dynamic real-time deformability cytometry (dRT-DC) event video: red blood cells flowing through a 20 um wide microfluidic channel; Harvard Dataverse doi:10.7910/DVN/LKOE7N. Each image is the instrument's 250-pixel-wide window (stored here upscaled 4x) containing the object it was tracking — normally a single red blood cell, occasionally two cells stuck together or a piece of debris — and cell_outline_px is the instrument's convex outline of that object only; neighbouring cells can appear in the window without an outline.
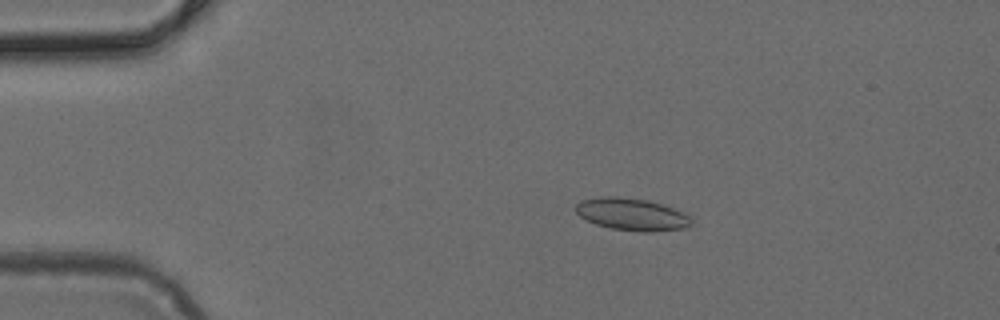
{"species": "common noctule bat (a hibernating species)", "species_latin": "Nyctalus noctula", "temperature_condition": "cold", "stored_images_in_passage": 4, "camera_frame_rate_fps": 3000, "um_per_image_px": 0.085, "animal": {"sex": "female", "body_mass_g": 24.6, "forearm_length_mm": 56.2}, "frame": {"image": 1, "passage_image": 3, "time_ms": 0.667, "image_size_px": [1000, 320], "cell_outline_px": [[692, 224], [688, 228], [652, 232], [640, 232], [612, 228], [596, 224], [580, 216], [576, 212], [576, 204], [584, 200], [600, 196], [620, 196], [648, 200], [664, 204], [684, 212], [692, 220]], "centroid_in_image_um": [53.76, 18.21], "position_along_channel_um": 31.2, "area_um2": 21.91}}